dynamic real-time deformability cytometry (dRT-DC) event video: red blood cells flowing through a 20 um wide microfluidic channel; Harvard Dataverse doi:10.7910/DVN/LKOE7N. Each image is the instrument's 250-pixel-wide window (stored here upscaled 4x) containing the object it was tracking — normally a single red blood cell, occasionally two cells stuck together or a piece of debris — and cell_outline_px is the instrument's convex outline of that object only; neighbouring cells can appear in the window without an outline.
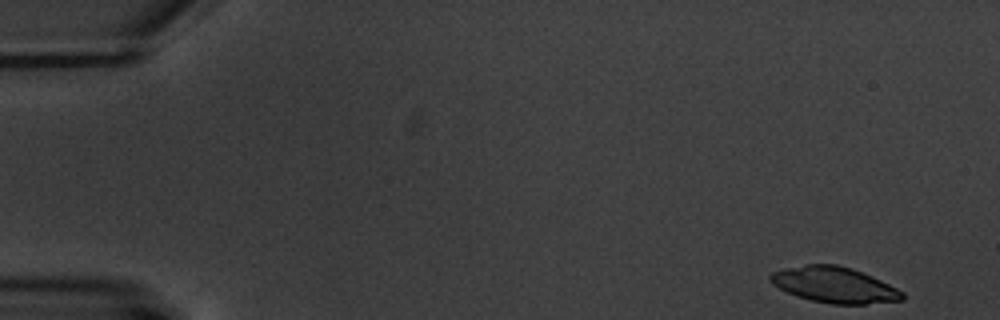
{"species": "common noctule bat (a hibernating species)", "species_latin": "Nyctalus noctula", "temperature_condition": "warm", "stored_images_in_passage": 4, "camera_frame_rate_fps": 3000, "um_per_image_px": 0.085, "animal": {"sex": "male", "body_mass_g": 20.1, "forearm_length_mm": 53.5}, "frame": {"image": 1, "passage_image": 1, "time_ms": 0.0, "image_size_px": [1000, 320], "cell_outline_px": [[904, 300], [864, 304], [832, 304], [812, 300], [788, 292], [772, 284], [768, 280], [768, 276], [772, 272], [784, 268], [804, 264], [836, 264], [852, 268], [872, 276], [904, 292]], "centroid_in_image_um": [70.91, 24.2], "position_along_channel_um": 14.1, "area_um2": 27.46}}